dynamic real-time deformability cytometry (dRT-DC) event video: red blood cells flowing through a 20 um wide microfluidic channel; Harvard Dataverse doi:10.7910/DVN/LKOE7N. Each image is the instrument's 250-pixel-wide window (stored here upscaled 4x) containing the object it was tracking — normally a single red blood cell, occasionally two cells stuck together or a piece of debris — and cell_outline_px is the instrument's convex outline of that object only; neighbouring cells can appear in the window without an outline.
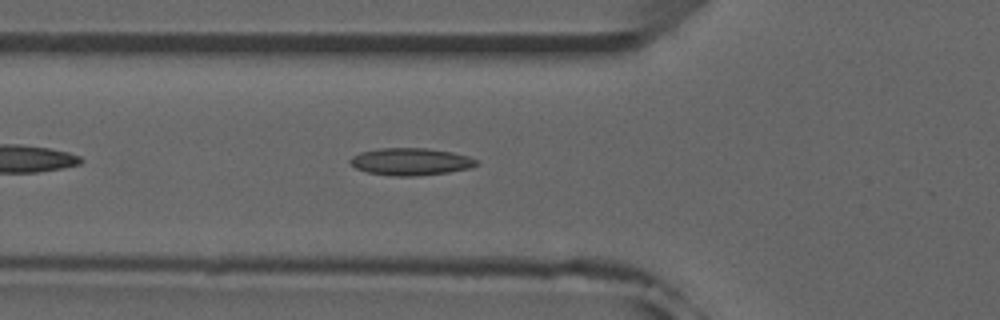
{"species": "common noctule bat (a hibernating species)", "species_latin": "Nyctalus noctula", "temperature_condition": "room temperature", "stored_images_in_passage": 39, "camera_frame_rate_fps": 3000, "um_per_image_px": 0.085, "animal": {"sex": "male", "forearm_length_mm": 52.5}, "frame": {"image": 1, "passage_image": 6, "time_ms": 1.667, "image_size_px": [1000, 320], "cell_outline_px": [[480, 164], [472, 168], [448, 172], [416, 176], [392, 176], [368, 172], [356, 168], [348, 160], [352, 156], [360, 152], [380, 148], [428, 148], [452, 152], [468, 156], [476, 160]], "centroid_in_image_um": [34.93, 13.74], "position_along_channel_um": 90.9, "area_um2": 20.11}, "authors_computed_cell_mechanics": {"area_um2": 18.7272, "velocity_mm_per_s": 3.9408, "shape_relaxation_time_tau1_ms": null, "shape_relaxation_time_tau2_ms": 2.7464, "deformation_change_tau1": null, "deformation_change_tau2": 0.098}}